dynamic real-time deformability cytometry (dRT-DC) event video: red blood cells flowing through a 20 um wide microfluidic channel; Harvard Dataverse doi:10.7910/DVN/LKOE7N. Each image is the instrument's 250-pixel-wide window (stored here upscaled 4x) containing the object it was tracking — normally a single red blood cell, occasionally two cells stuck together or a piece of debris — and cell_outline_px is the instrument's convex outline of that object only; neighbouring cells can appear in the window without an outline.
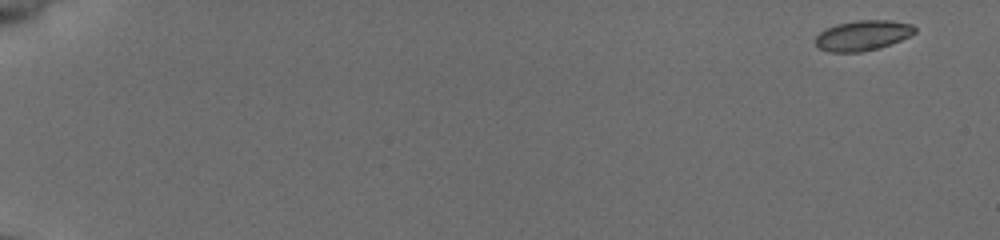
{"species": "common noctule bat (a hibernating species)", "species_latin": "Nyctalus noctula", "temperature_condition": "cold", "stored_images_in_passage": 53, "camera_frame_rate_fps": 3000, "um_per_image_px": 0.085, "animal": {"sex": "female", "body_mass_g": 19.5, "forearm_length_mm": 54.1}, "frame": {"image": 1, "passage_image": 1, "time_ms": 0.0, "image_size_px": [1000, 240], "cell_outline_px": [[916, 32], [900, 40], [880, 48], [860, 52], [828, 52], [820, 48], [812, 40], [820, 32], [836, 24], [860, 20], [892, 20], [912, 24], [916, 28]], "centroid_in_image_um": [73.32, 3.01], "position_along_channel_um": 11.7, "area_um2": 17.51}}
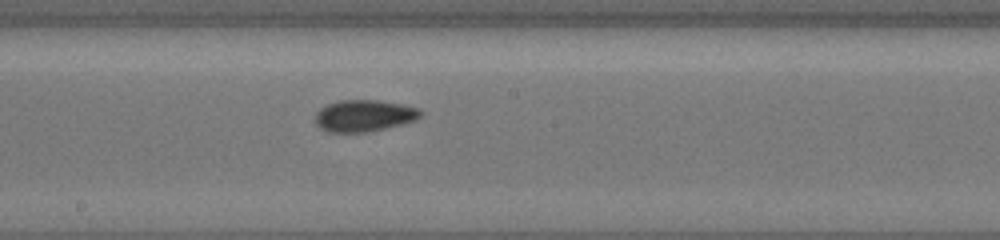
{"frame": {"image": 2, "passage_image": 31, "time_ms": 10.0, "image_size_px": [1000, 240], "cell_outline_px": [[424, 112], [416, 120], [384, 128], [364, 132], [328, 132], [320, 128], [316, 124], [316, 112], [320, 108], [328, 104], [340, 100], [376, 100], [400, 104], [416, 108]], "centroid_in_image_um": [30.92, 9.83], "position_along_channel_um": 217.3, "area_um2": 19.19}}
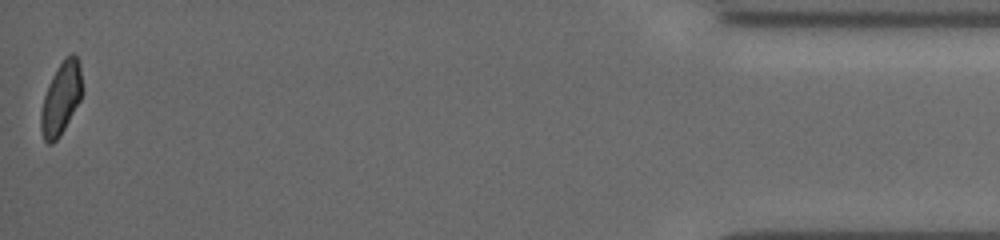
{"frame": {"image": 3, "passage_image": 53, "time_ms": 17.333, "image_size_px": [1000, 240], "cell_outline_px": [[80, 100], [60, 136], [52, 144], [48, 144], [44, 140], [40, 128], [40, 112], [44, 96], [48, 84], [52, 76], [64, 56], [72, 52], [76, 56], [80, 64]], "centroid_in_image_um": [5.15, 8.37], "position_along_channel_um": 430.1, "area_um2": 17.22}, "authors_computed_cell_mechanics": {"area_um2": 18.0914, "velocity_mm_per_s": 3.9213, "shape_relaxation_time_tau1_ms": 2.7038, "shape_relaxation_time_tau2_ms": 2.1029, "deformation_change_tau1": 0.1112, "deformation_change_tau2": 0.0588}}